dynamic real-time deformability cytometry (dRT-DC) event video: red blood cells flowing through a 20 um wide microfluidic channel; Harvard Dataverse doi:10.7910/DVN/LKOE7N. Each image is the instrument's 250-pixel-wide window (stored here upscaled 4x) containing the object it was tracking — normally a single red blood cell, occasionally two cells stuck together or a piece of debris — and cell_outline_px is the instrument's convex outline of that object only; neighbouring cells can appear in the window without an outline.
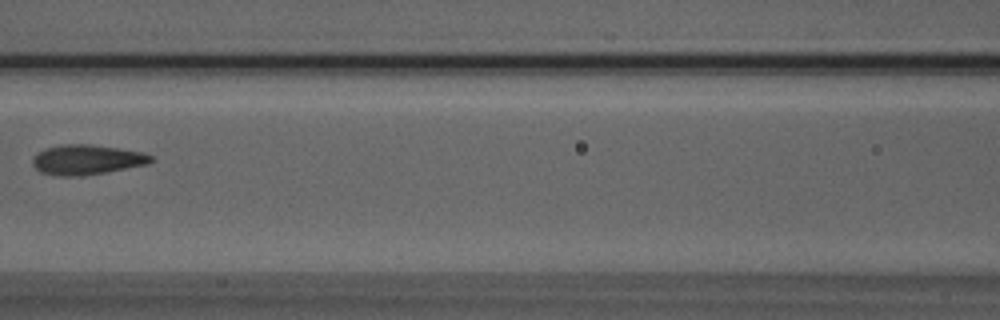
{"species": "Egyptian fruit bat (a non-hibernating species)", "species_latin": "Rousettus aegyptiacus", "temperature_condition": "room temperature", "stored_images_in_passage": 6, "camera_frame_rate_fps": 3000, "um_per_image_px": 0.085, "animal": {"sex": "male"}, "frame": {"image": 1, "passage_image": 6, "time_ms": 6.333, "image_size_px": [1000, 320], "cell_outline_px": [[156, 160], [148, 164], [84, 176], [56, 176], [40, 172], [32, 164], [32, 156], [36, 152], [44, 148], [64, 144], [88, 144], [116, 148], [140, 152], [152, 156]], "centroid_in_image_um": [7.33, 13.58], "position_along_channel_um": 159.3, "area_um2": 20.75}}